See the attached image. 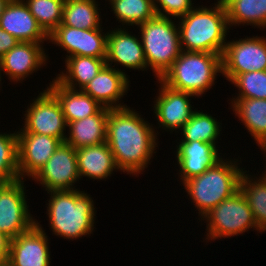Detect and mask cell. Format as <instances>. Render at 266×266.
I'll list each match as a JSON object with an SVG mask.
<instances>
[{"label": "cell", "instance_id": "6da1fadb", "mask_svg": "<svg viewBox=\"0 0 266 266\" xmlns=\"http://www.w3.org/2000/svg\"><path fill=\"white\" fill-rule=\"evenodd\" d=\"M130 107L110 109L106 142L120 171L138 177L150 165L158 147L157 127ZM157 131V133H156Z\"/></svg>", "mask_w": 266, "mask_h": 266}, {"label": "cell", "instance_id": "7a4b0ae2", "mask_svg": "<svg viewBox=\"0 0 266 266\" xmlns=\"http://www.w3.org/2000/svg\"><path fill=\"white\" fill-rule=\"evenodd\" d=\"M47 193L50 199L46 214L54 235L70 241L93 234L96 207L90 194L78 188Z\"/></svg>", "mask_w": 266, "mask_h": 266}, {"label": "cell", "instance_id": "3957f363", "mask_svg": "<svg viewBox=\"0 0 266 266\" xmlns=\"http://www.w3.org/2000/svg\"><path fill=\"white\" fill-rule=\"evenodd\" d=\"M213 5L195 6L178 18L183 51L211 52L222 56L230 28L225 6Z\"/></svg>", "mask_w": 266, "mask_h": 266}, {"label": "cell", "instance_id": "277c9868", "mask_svg": "<svg viewBox=\"0 0 266 266\" xmlns=\"http://www.w3.org/2000/svg\"><path fill=\"white\" fill-rule=\"evenodd\" d=\"M237 159L223 157L201 175L186 180L184 186L195 211H199L200 218L207 214L223 200L239 190L240 179L245 168L240 167ZM239 166V167H238Z\"/></svg>", "mask_w": 266, "mask_h": 266}, {"label": "cell", "instance_id": "5b68a950", "mask_svg": "<svg viewBox=\"0 0 266 266\" xmlns=\"http://www.w3.org/2000/svg\"><path fill=\"white\" fill-rule=\"evenodd\" d=\"M222 75L221 55L211 52L183 51L161 77L168 87L202 97Z\"/></svg>", "mask_w": 266, "mask_h": 266}, {"label": "cell", "instance_id": "8992f818", "mask_svg": "<svg viewBox=\"0 0 266 266\" xmlns=\"http://www.w3.org/2000/svg\"><path fill=\"white\" fill-rule=\"evenodd\" d=\"M137 29L141 32L138 37L141 38L147 68L152 70L156 79H161L182 52L177 21L156 15Z\"/></svg>", "mask_w": 266, "mask_h": 266}, {"label": "cell", "instance_id": "52a82bcc", "mask_svg": "<svg viewBox=\"0 0 266 266\" xmlns=\"http://www.w3.org/2000/svg\"><path fill=\"white\" fill-rule=\"evenodd\" d=\"M202 220L207 222L206 242L239 236L250 229L260 233L252 210L240 189L211 209L199 222Z\"/></svg>", "mask_w": 266, "mask_h": 266}, {"label": "cell", "instance_id": "ba28073f", "mask_svg": "<svg viewBox=\"0 0 266 266\" xmlns=\"http://www.w3.org/2000/svg\"><path fill=\"white\" fill-rule=\"evenodd\" d=\"M24 179L0 183V231L8 238H16L35 223L30 214Z\"/></svg>", "mask_w": 266, "mask_h": 266}, {"label": "cell", "instance_id": "9c48e42d", "mask_svg": "<svg viewBox=\"0 0 266 266\" xmlns=\"http://www.w3.org/2000/svg\"><path fill=\"white\" fill-rule=\"evenodd\" d=\"M24 112V126L16 133H35L65 142L67 122L56 97L46 88L32 100Z\"/></svg>", "mask_w": 266, "mask_h": 266}, {"label": "cell", "instance_id": "30bf717a", "mask_svg": "<svg viewBox=\"0 0 266 266\" xmlns=\"http://www.w3.org/2000/svg\"><path fill=\"white\" fill-rule=\"evenodd\" d=\"M238 39L227 41L221 56L222 77L229 82L238 74L266 70V37Z\"/></svg>", "mask_w": 266, "mask_h": 266}, {"label": "cell", "instance_id": "8fae6325", "mask_svg": "<svg viewBox=\"0 0 266 266\" xmlns=\"http://www.w3.org/2000/svg\"><path fill=\"white\" fill-rule=\"evenodd\" d=\"M45 191H61L76 189L80 180L76 149L62 142L47 163L31 178Z\"/></svg>", "mask_w": 266, "mask_h": 266}, {"label": "cell", "instance_id": "7c38bea8", "mask_svg": "<svg viewBox=\"0 0 266 266\" xmlns=\"http://www.w3.org/2000/svg\"><path fill=\"white\" fill-rule=\"evenodd\" d=\"M98 29H79L64 26L62 23L48 35V43L61 47L67 52L66 58L72 56H90L106 58L108 31Z\"/></svg>", "mask_w": 266, "mask_h": 266}, {"label": "cell", "instance_id": "4fadbf2b", "mask_svg": "<svg viewBox=\"0 0 266 266\" xmlns=\"http://www.w3.org/2000/svg\"><path fill=\"white\" fill-rule=\"evenodd\" d=\"M159 94L155 96L154 100V114L158 121V129L162 128L172 134L179 132L182 127L189 121L195 109L191 105V99L194 95L174 90L165 85L160 79ZM194 109V110H193ZM179 129V130H178ZM178 130V131H176Z\"/></svg>", "mask_w": 266, "mask_h": 266}, {"label": "cell", "instance_id": "5bb4252c", "mask_svg": "<svg viewBox=\"0 0 266 266\" xmlns=\"http://www.w3.org/2000/svg\"><path fill=\"white\" fill-rule=\"evenodd\" d=\"M40 222L10 239L7 264L10 266H50L49 240Z\"/></svg>", "mask_w": 266, "mask_h": 266}, {"label": "cell", "instance_id": "9a60e30c", "mask_svg": "<svg viewBox=\"0 0 266 266\" xmlns=\"http://www.w3.org/2000/svg\"><path fill=\"white\" fill-rule=\"evenodd\" d=\"M44 43L18 42L0 58V76L4 73L10 82H24L29 75L48 63Z\"/></svg>", "mask_w": 266, "mask_h": 266}, {"label": "cell", "instance_id": "2e32d148", "mask_svg": "<svg viewBox=\"0 0 266 266\" xmlns=\"http://www.w3.org/2000/svg\"><path fill=\"white\" fill-rule=\"evenodd\" d=\"M20 179L32 178L63 142L56 137L35 133H17Z\"/></svg>", "mask_w": 266, "mask_h": 266}, {"label": "cell", "instance_id": "e0dca14e", "mask_svg": "<svg viewBox=\"0 0 266 266\" xmlns=\"http://www.w3.org/2000/svg\"><path fill=\"white\" fill-rule=\"evenodd\" d=\"M111 29L108 30L106 65L120 71L115 64L138 71L148 70L141 38L128 31V27Z\"/></svg>", "mask_w": 266, "mask_h": 266}, {"label": "cell", "instance_id": "ac0fdd59", "mask_svg": "<svg viewBox=\"0 0 266 266\" xmlns=\"http://www.w3.org/2000/svg\"><path fill=\"white\" fill-rule=\"evenodd\" d=\"M125 70H116L105 65L99 73L87 83L82 91L98 101L103 107L110 109L124 108L123 96L130 90V79ZM127 92V93H126ZM120 100V101H119ZM123 104V105H122Z\"/></svg>", "mask_w": 266, "mask_h": 266}, {"label": "cell", "instance_id": "d6986e66", "mask_svg": "<svg viewBox=\"0 0 266 266\" xmlns=\"http://www.w3.org/2000/svg\"><path fill=\"white\" fill-rule=\"evenodd\" d=\"M175 150V158L179 167L178 177L183 184L186 180L201 175L222 156L219 153L217 145L211 143L192 141V142H177Z\"/></svg>", "mask_w": 266, "mask_h": 266}, {"label": "cell", "instance_id": "ffe728a7", "mask_svg": "<svg viewBox=\"0 0 266 266\" xmlns=\"http://www.w3.org/2000/svg\"><path fill=\"white\" fill-rule=\"evenodd\" d=\"M0 27L19 42L44 43L48 35L38 25L24 0H10L0 16Z\"/></svg>", "mask_w": 266, "mask_h": 266}, {"label": "cell", "instance_id": "44dd1931", "mask_svg": "<svg viewBox=\"0 0 266 266\" xmlns=\"http://www.w3.org/2000/svg\"><path fill=\"white\" fill-rule=\"evenodd\" d=\"M47 89L61 105L67 124L97 114L103 106L82 90H73L60 84L55 78Z\"/></svg>", "mask_w": 266, "mask_h": 266}, {"label": "cell", "instance_id": "7402d4cb", "mask_svg": "<svg viewBox=\"0 0 266 266\" xmlns=\"http://www.w3.org/2000/svg\"><path fill=\"white\" fill-rule=\"evenodd\" d=\"M78 172L80 179L104 180L109 178L113 171H120L107 142L95 146H85L76 149Z\"/></svg>", "mask_w": 266, "mask_h": 266}, {"label": "cell", "instance_id": "603a6c76", "mask_svg": "<svg viewBox=\"0 0 266 266\" xmlns=\"http://www.w3.org/2000/svg\"><path fill=\"white\" fill-rule=\"evenodd\" d=\"M110 108L103 107L97 114L69 122L65 142L75 149L106 142L107 119Z\"/></svg>", "mask_w": 266, "mask_h": 266}, {"label": "cell", "instance_id": "cb8c5ba5", "mask_svg": "<svg viewBox=\"0 0 266 266\" xmlns=\"http://www.w3.org/2000/svg\"><path fill=\"white\" fill-rule=\"evenodd\" d=\"M231 108L235 116L248 130L260 149L266 146V99L232 98Z\"/></svg>", "mask_w": 266, "mask_h": 266}, {"label": "cell", "instance_id": "d4e9b609", "mask_svg": "<svg viewBox=\"0 0 266 266\" xmlns=\"http://www.w3.org/2000/svg\"><path fill=\"white\" fill-rule=\"evenodd\" d=\"M106 58L72 56L65 58V68L55 79L63 86L82 90L106 65Z\"/></svg>", "mask_w": 266, "mask_h": 266}, {"label": "cell", "instance_id": "484cf974", "mask_svg": "<svg viewBox=\"0 0 266 266\" xmlns=\"http://www.w3.org/2000/svg\"><path fill=\"white\" fill-rule=\"evenodd\" d=\"M244 170L240 179L239 189L252 210L260 233L266 231V172L258 177ZM254 177V178H253Z\"/></svg>", "mask_w": 266, "mask_h": 266}, {"label": "cell", "instance_id": "4316f807", "mask_svg": "<svg viewBox=\"0 0 266 266\" xmlns=\"http://www.w3.org/2000/svg\"><path fill=\"white\" fill-rule=\"evenodd\" d=\"M224 6L229 28L250 25L266 29V0H229Z\"/></svg>", "mask_w": 266, "mask_h": 266}, {"label": "cell", "instance_id": "83f0119b", "mask_svg": "<svg viewBox=\"0 0 266 266\" xmlns=\"http://www.w3.org/2000/svg\"><path fill=\"white\" fill-rule=\"evenodd\" d=\"M98 5L96 0H65L62 24L84 30L100 28L102 18Z\"/></svg>", "mask_w": 266, "mask_h": 266}, {"label": "cell", "instance_id": "f1b7e54d", "mask_svg": "<svg viewBox=\"0 0 266 266\" xmlns=\"http://www.w3.org/2000/svg\"><path fill=\"white\" fill-rule=\"evenodd\" d=\"M221 128L217 118L195 108L189 121L180 130L182 136L179 142L200 141L217 145Z\"/></svg>", "mask_w": 266, "mask_h": 266}, {"label": "cell", "instance_id": "f546056e", "mask_svg": "<svg viewBox=\"0 0 266 266\" xmlns=\"http://www.w3.org/2000/svg\"><path fill=\"white\" fill-rule=\"evenodd\" d=\"M108 2L114 18L116 17L118 23L122 24L119 27L139 26L157 15L154 0H110Z\"/></svg>", "mask_w": 266, "mask_h": 266}, {"label": "cell", "instance_id": "4dcf8cb0", "mask_svg": "<svg viewBox=\"0 0 266 266\" xmlns=\"http://www.w3.org/2000/svg\"><path fill=\"white\" fill-rule=\"evenodd\" d=\"M24 2L47 35L62 23L65 0H24Z\"/></svg>", "mask_w": 266, "mask_h": 266}, {"label": "cell", "instance_id": "1f68e13d", "mask_svg": "<svg viewBox=\"0 0 266 266\" xmlns=\"http://www.w3.org/2000/svg\"><path fill=\"white\" fill-rule=\"evenodd\" d=\"M20 179L18 171V139L14 133L0 132V181Z\"/></svg>", "mask_w": 266, "mask_h": 266}, {"label": "cell", "instance_id": "d6a6232c", "mask_svg": "<svg viewBox=\"0 0 266 266\" xmlns=\"http://www.w3.org/2000/svg\"><path fill=\"white\" fill-rule=\"evenodd\" d=\"M231 84L238 89L232 98L266 99V70L238 74Z\"/></svg>", "mask_w": 266, "mask_h": 266}, {"label": "cell", "instance_id": "836d02e7", "mask_svg": "<svg viewBox=\"0 0 266 266\" xmlns=\"http://www.w3.org/2000/svg\"><path fill=\"white\" fill-rule=\"evenodd\" d=\"M193 0H154L156 14L177 19L186 15L195 6Z\"/></svg>", "mask_w": 266, "mask_h": 266}, {"label": "cell", "instance_id": "e575fe53", "mask_svg": "<svg viewBox=\"0 0 266 266\" xmlns=\"http://www.w3.org/2000/svg\"><path fill=\"white\" fill-rule=\"evenodd\" d=\"M19 41L0 27V58L12 49Z\"/></svg>", "mask_w": 266, "mask_h": 266}, {"label": "cell", "instance_id": "d590c367", "mask_svg": "<svg viewBox=\"0 0 266 266\" xmlns=\"http://www.w3.org/2000/svg\"><path fill=\"white\" fill-rule=\"evenodd\" d=\"M9 242L8 239L1 231H0V263L7 262L8 252H9Z\"/></svg>", "mask_w": 266, "mask_h": 266}, {"label": "cell", "instance_id": "8d00e7d4", "mask_svg": "<svg viewBox=\"0 0 266 266\" xmlns=\"http://www.w3.org/2000/svg\"><path fill=\"white\" fill-rule=\"evenodd\" d=\"M10 0H0V16L5 8V6L7 5V3L9 2Z\"/></svg>", "mask_w": 266, "mask_h": 266}, {"label": "cell", "instance_id": "74e56055", "mask_svg": "<svg viewBox=\"0 0 266 266\" xmlns=\"http://www.w3.org/2000/svg\"><path fill=\"white\" fill-rule=\"evenodd\" d=\"M217 2H215L214 4H218V5H225L229 0H216Z\"/></svg>", "mask_w": 266, "mask_h": 266}, {"label": "cell", "instance_id": "f35d334b", "mask_svg": "<svg viewBox=\"0 0 266 266\" xmlns=\"http://www.w3.org/2000/svg\"><path fill=\"white\" fill-rule=\"evenodd\" d=\"M261 151L262 152H264V156H265V158H266V146H263L262 148H261ZM265 167V172H266V166H264Z\"/></svg>", "mask_w": 266, "mask_h": 266}, {"label": "cell", "instance_id": "ab89813d", "mask_svg": "<svg viewBox=\"0 0 266 266\" xmlns=\"http://www.w3.org/2000/svg\"><path fill=\"white\" fill-rule=\"evenodd\" d=\"M0 266H10V265L5 262V263H0Z\"/></svg>", "mask_w": 266, "mask_h": 266}, {"label": "cell", "instance_id": "60d3db41", "mask_svg": "<svg viewBox=\"0 0 266 266\" xmlns=\"http://www.w3.org/2000/svg\"><path fill=\"white\" fill-rule=\"evenodd\" d=\"M2 79H3V78H1V76H0V88H1V85H2V84H1Z\"/></svg>", "mask_w": 266, "mask_h": 266}]
</instances>
